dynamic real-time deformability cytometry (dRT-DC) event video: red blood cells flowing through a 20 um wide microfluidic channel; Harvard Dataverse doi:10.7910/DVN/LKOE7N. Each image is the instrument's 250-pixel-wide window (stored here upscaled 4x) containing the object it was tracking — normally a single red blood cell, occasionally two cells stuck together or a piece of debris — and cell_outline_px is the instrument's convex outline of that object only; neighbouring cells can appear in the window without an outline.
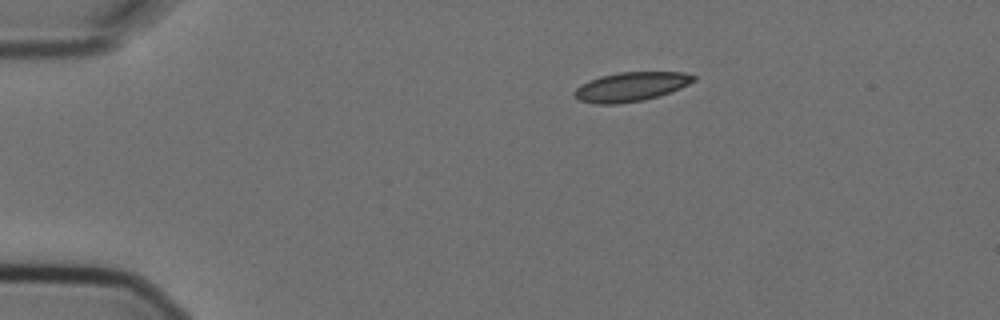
{"species": "Egyptian fruit bat (a non-hibernating species)", "species_latin": "Rousettus aegyptiacus", "temperature_condition": "cold", "stored_images_in_passage": 5, "camera_frame_rate_fps": 3000, "um_per_image_px": 0.085, "animal": {"sex": "female"}, "frame": {"image": 1, "passage_image": 1, "time_ms": 0.0, "image_size_px": [1000, 320], "cell_outline_px": [[696, 80], [680, 88], [644, 100], [616, 104], [592, 104], [580, 100], [572, 96], [572, 92], [580, 84], [588, 80], [600, 76], [620, 72], [684, 72], [696, 76]], "centroid_in_image_um": [53.57, 7.37], "position_along_channel_um": 31.4, "area_um2": 20.35}}
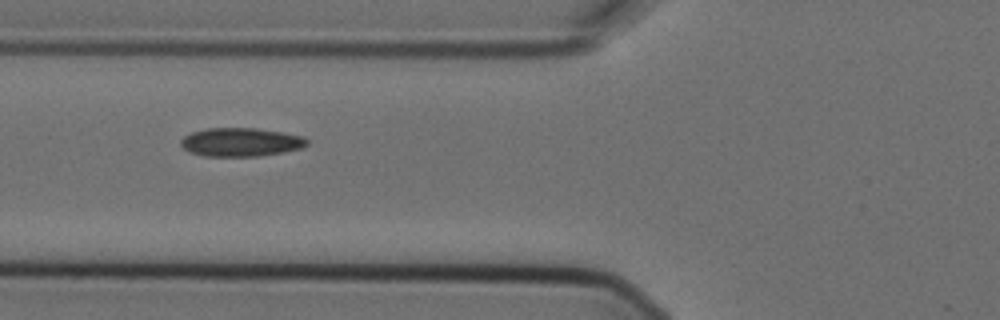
{"frame": {"image": 2, "passage_image": 4, "time_ms": 1.0, "image_size_px": [1000, 320], "cell_outline_px": [[308, 144], [300, 148], [284, 152], [260, 156], [204, 156], [188, 152], [180, 144], [180, 140], [184, 136], [192, 132], [208, 128], [256, 128], [304, 136], [308, 140]], "centroid_in_image_um": [20.45, 12.08], "position_along_channel_um": 105.3, "area_um2": 21.04}}
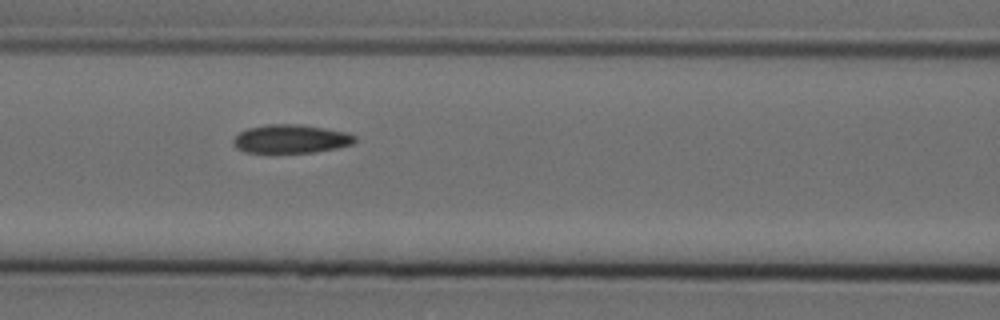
{"frame": {"image": 3, "passage_image": 5, "time_ms": 1.333, "image_size_px": [1000, 320], "cell_outline_px": [[356, 140], [352, 144], [336, 148], [316, 152], [244, 152], [236, 148], [232, 144], [232, 140], [240, 132], [248, 128], [268, 124], [300, 124], [348, 132], [356, 136]], "centroid_in_image_um": [24.73, 11.8], "position_along_channel_um": 141.9, "area_um2": 20.23}}